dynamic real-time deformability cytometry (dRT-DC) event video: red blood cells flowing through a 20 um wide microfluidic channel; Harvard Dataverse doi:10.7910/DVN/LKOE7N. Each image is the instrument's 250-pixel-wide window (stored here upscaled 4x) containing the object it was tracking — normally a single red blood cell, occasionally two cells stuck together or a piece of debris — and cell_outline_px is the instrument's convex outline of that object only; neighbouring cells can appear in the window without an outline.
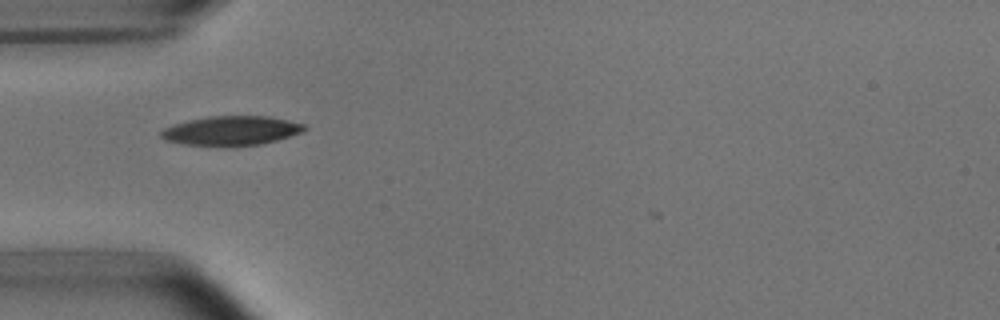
{"species": "common noctule bat (a hibernating species)", "species_latin": "Nyctalus noctula", "temperature_condition": "room temperature", "stored_images_in_passage": 33, "camera_frame_rate_fps": 3000, "um_per_image_px": 0.085, "animal": {"sex": "male", "body_mass_g": 15.6}, "frame": {"image": 1, "passage_image": 2, "time_ms": 0.333, "image_size_px": [1000, 320], "cell_outline_px": [[308, 128], [300, 132], [276, 140], [260, 144], [232, 148], [224, 148], [184, 144], [164, 140], [160, 136], [160, 132], [164, 128], [188, 120], [208, 116], [268, 116], [304, 124]], "centroid_in_image_um": [19.61, 11.14], "position_along_channel_um": 65.4, "area_um2": 24.85}}
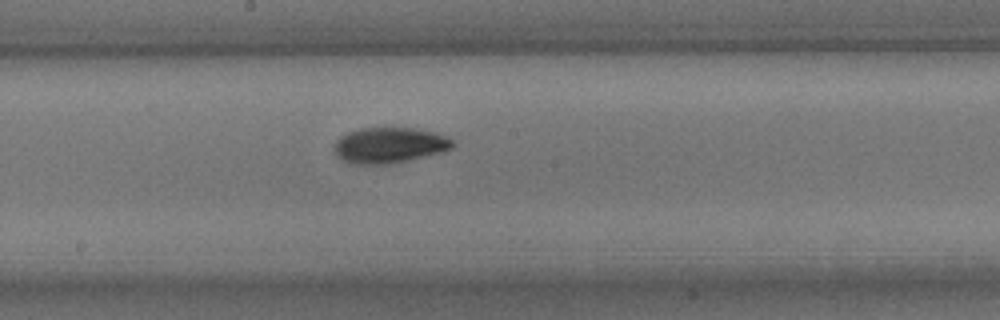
{"frame": {"image": 2, "passage_image": 14, "time_ms": 4.333, "image_size_px": [1000, 320], "cell_outline_px": [[456, 144], [452, 148], [440, 152], [392, 164], [348, 164], [340, 160], [336, 156], [336, 140], [340, 136], [348, 132], [360, 128], [412, 128], [436, 132], [452, 140]], "centroid_in_image_um": [33.07, 12.35], "position_along_channel_um": 215.1, "area_um2": 24.62}}
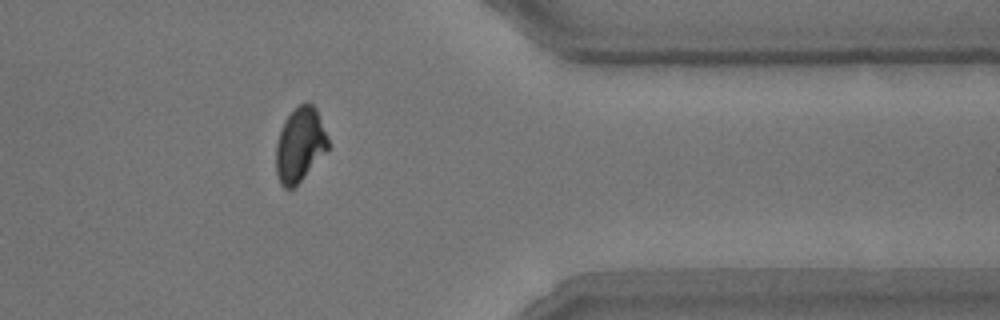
{"frame": {"image": 3, "passage_image": 29, "time_ms": 9.333, "image_size_px": [1000, 320], "cell_outline_px": [[328, 148], [304, 176], [292, 188], [284, 188], [280, 184], [276, 176], [276, 144], [284, 120], [300, 104], [308, 100], [316, 108], [328, 140]], "centroid_in_image_um": [25.46, 12.29], "position_along_channel_um": 385.9, "area_um2": 22.08}}